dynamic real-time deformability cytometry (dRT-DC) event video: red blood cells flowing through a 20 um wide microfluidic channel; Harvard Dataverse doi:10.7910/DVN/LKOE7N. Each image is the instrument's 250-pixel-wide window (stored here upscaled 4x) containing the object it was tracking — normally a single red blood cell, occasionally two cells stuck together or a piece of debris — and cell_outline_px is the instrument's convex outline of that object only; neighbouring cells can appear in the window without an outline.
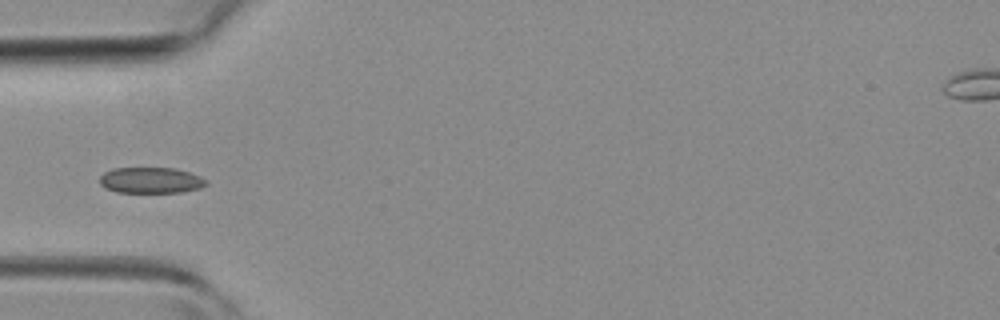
{"species": "common noctule bat (a hibernating species)", "species_latin": "Nyctalus noctula", "temperature_condition": "room temperature", "stored_images_in_passage": 5, "camera_frame_rate_fps": 3000, "um_per_image_px": 0.085, "animal": {"sex": "female", "body_mass_g": 19.3, "forearm_length_mm": 54.1}, "frame": {"image": 1, "passage_image": 4, "time_ms": 3.667, "image_size_px": [1000, 320], "cell_outline_px": [[208, 184], [200, 188], [180, 192], [116, 192], [104, 188], [100, 184], [100, 176], [104, 172], [112, 168], [176, 168], [200, 176], [208, 180]], "centroid_in_image_um": [12.81, 15.32], "position_along_channel_um": 72.2, "area_um2": 16.18}}
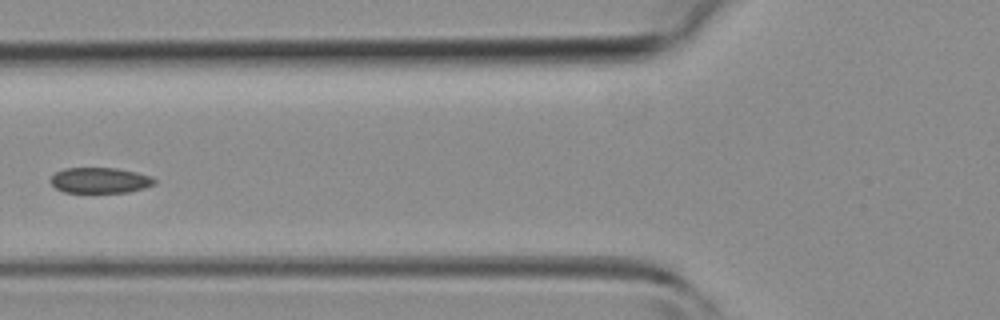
{"frame": {"image": 2, "passage_image": 5, "time_ms": 4.667, "image_size_px": [1000, 320], "cell_outline_px": [[156, 184], [144, 188], [128, 192], [64, 192], [56, 188], [52, 184], [52, 176], [56, 172], [64, 168], [116, 168], [136, 172], [152, 176], [156, 180]], "centroid_in_image_um": [8.54, 15.32], "position_along_channel_um": 117.3, "area_um2": 15.43}}